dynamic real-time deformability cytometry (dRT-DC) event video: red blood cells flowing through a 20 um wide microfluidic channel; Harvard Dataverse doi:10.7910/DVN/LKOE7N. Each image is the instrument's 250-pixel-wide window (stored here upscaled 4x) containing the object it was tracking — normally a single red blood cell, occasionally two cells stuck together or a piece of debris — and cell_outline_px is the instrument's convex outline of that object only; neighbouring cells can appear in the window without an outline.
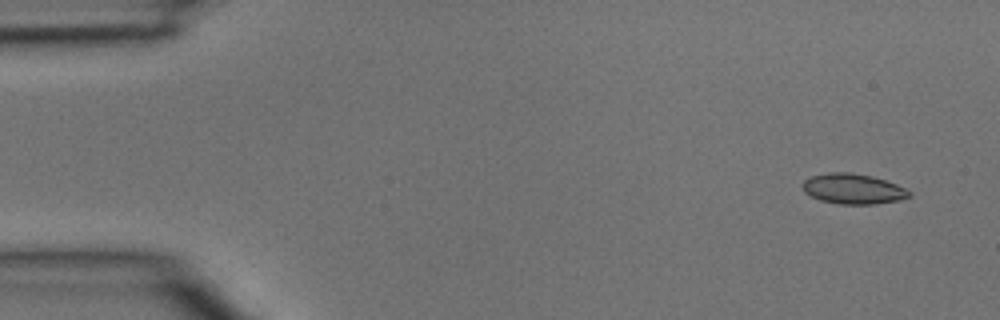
{"species": "common noctule bat (a hibernating species)", "species_latin": "Nyctalus noctula", "temperature_condition": "room temperature", "stored_images_in_passage": 4, "camera_frame_rate_fps": 3000, "um_per_image_px": 0.085, "animal": {"sex": "male", "body_mass_g": 15.6}, "frame": {"image": 1, "passage_image": 1, "time_ms": 0.0, "image_size_px": [1000, 320], "cell_outline_px": [[912, 196], [900, 200], [872, 204], [840, 204], [820, 200], [804, 192], [804, 180], [812, 176], [828, 172], [848, 172], [872, 176], [896, 184], [912, 192]], "centroid_in_image_um": [72.54, 16.05], "position_along_channel_um": 12.5, "area_um2": 18.67}}
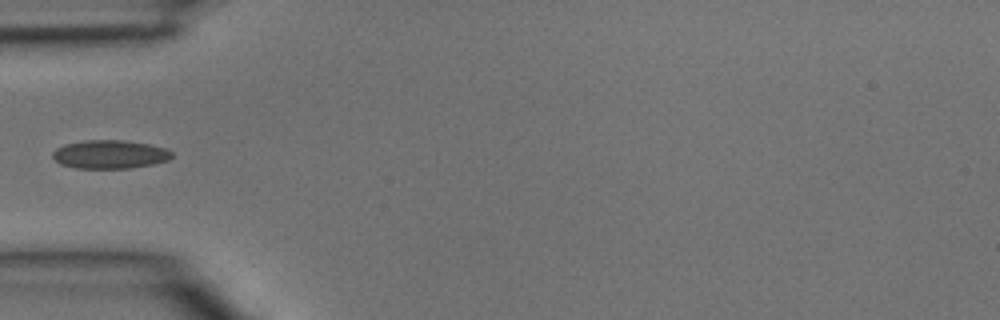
{"frame": {"image": 2, "passage_image": 4, "time_ms": 1.0, "image_size_px": [1000, 320], "cell_outline_px": [[172, 156], [168, 160], [152, 164], [128, 168], [76, 168], [60, 164], [52, 156], [52, 152], [56, 148], [64, 144], [84, 140], [124, 140], [148, 144], [164, 148], [172, 152]], "centroid_in_image_um": [9.3, 13.11], "position_along_channel_um": 75.7, "area_um2": 19.71}}